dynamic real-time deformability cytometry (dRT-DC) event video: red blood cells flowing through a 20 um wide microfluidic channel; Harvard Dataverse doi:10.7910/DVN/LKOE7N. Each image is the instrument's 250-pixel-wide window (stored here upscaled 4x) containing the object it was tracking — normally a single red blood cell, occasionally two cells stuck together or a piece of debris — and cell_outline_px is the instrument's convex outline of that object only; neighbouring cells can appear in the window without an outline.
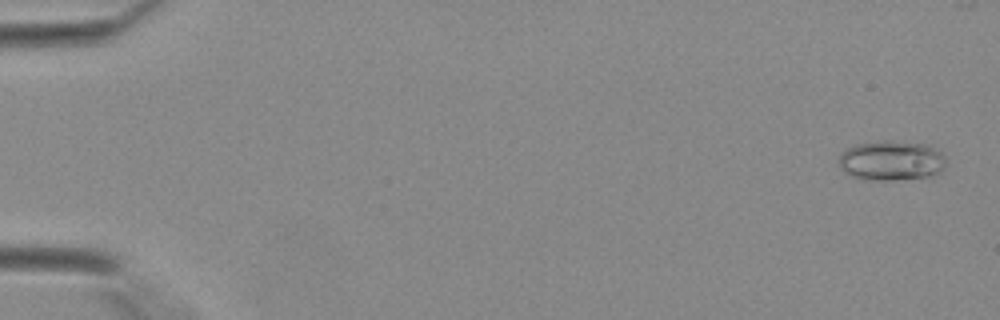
{"species": "Egyptian fruit bat (a non-hibernating species)", "species_latin": "Rousettus aegyptiacus", "temperature_condition": "warm", "stored_images_in_passage": 42, "camera_frame_rate_fps": 3000, "um_per_image_px": 0.085, "animal": {"sex": "female"}, "frame": {"image": 1, "passage_image": 2, "time_ms": 0.333, "image_size_px": [1000, 320], "cell_outline_px": [[944, 168], [940, 172], [932, 176], [892, 180], [864, 180], [852, 176], [844, 172], [840, 168], [840, 156], [848, 148], [856, 144], [928, 144], [936, 148], [944, 156]], "centroid_in_image_um": [75.79, 13.72], "position_along_channel_um": 9.2, "area_um2": 23.87}}
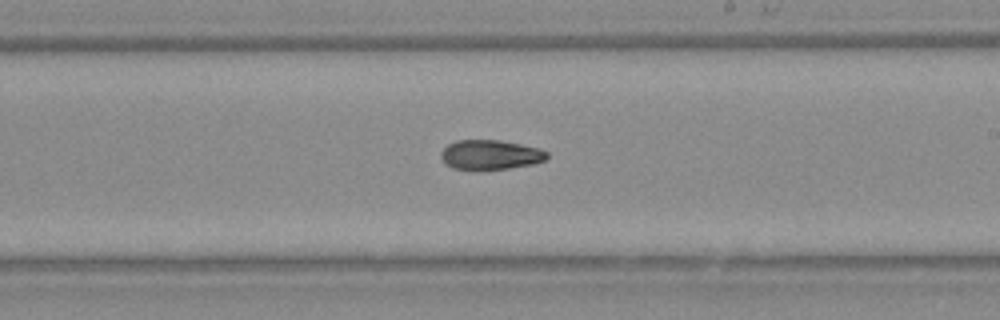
{"frame": {"image": 2, "passage_image": 26, "time_ms": 8.333, "image_size_px": [1000, 320], "cell_outline_px": [[548, 156], [544, 160], [532, 164], [508, 168], [452, 168], [444, 164], [440, 156], [440, 152], [448, 144], [456, 140], [500, 140], [540, 148], [548, 152]], "centroid_in_image_um": [41.66, 13.13], "position_along_channel_um": 247.3, "area_um2": 18.03}}
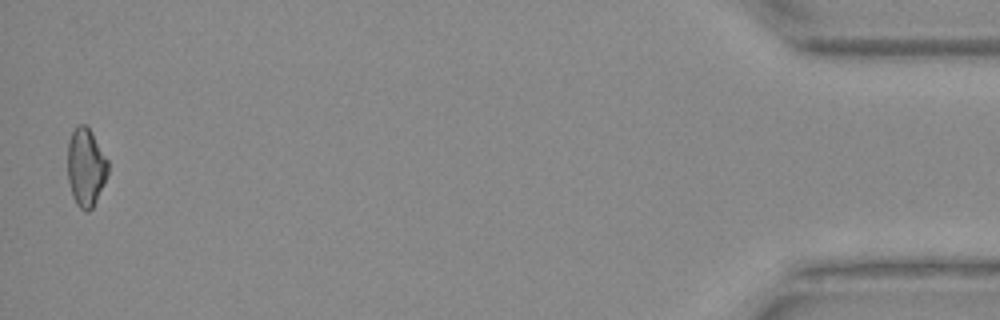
{"frame": {"image": 3, "passage_image": 42, "time_ms": 13.667, "image_size_px": [1000, 320], "cell_outline_px": [[108, 172], [96, 200], [92, 208], [88, 212], [84, 212], [76, 204], [72, 196], [68, 180], [68, 144], [72, 132], [80, 124], [84, 124], [88, 128], [108, 160]], "centroid_in_image_um": [7.28, 14.26], "position_along_channel_um": 427.9, "area_um2": 18.03}}